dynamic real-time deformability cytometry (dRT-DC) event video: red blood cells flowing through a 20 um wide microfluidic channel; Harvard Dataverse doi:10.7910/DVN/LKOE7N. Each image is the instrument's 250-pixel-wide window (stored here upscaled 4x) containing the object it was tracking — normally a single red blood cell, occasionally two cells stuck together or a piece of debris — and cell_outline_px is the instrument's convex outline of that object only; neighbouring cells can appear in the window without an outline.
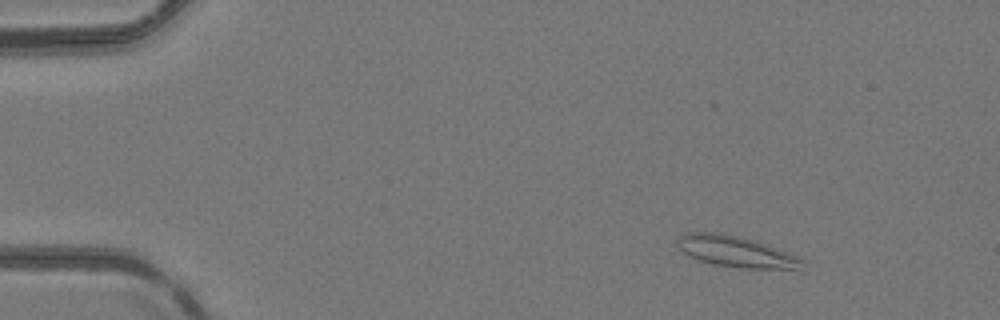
{"species": "common noctule bat (a hibernating species)", "species_latin": "Nyctalus noctula", "temperature_condition": "room temperature", "stored_images_in_passage": 50, "camera_frame_rate_fps": 3000, "um_per_image_px": 0.085, "animal": {"sex": "female", "body_mass_g": 24.6, "forearm_length_mm": 56.2}, "frame": {"image": 1, "passage_image": 6, "time_ms": 1.667, "image_size_px": [1000, 320], "cell_outline_px": [[804, 272], [800, 272], [740, 268], [712, 264], [688, 256], [680, 248], [676, 240], [680, 236], [692, 232], [712, 232], [752, 240], [796, 256], [804, 260]], "centroid_in_image_um": [62.69, 21.47], "position_along_channel_um": 22.3, "area_um2": 22.77}}
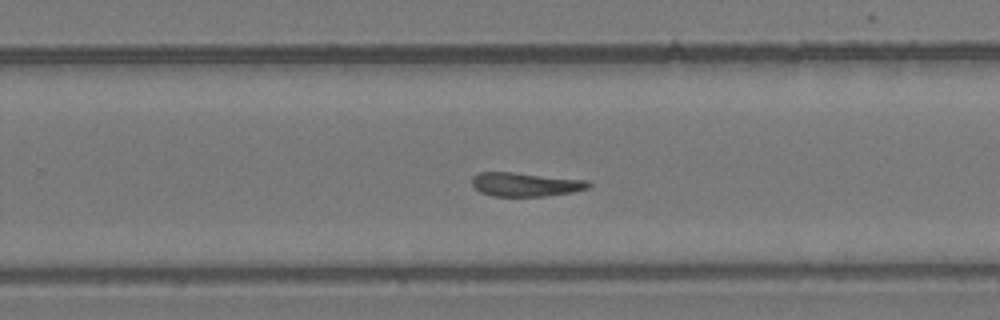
{"frame": {"image": 2, "passage_image": 32, "time_ms": 10.333, "image_size_px": [1000, 320], "cell_outline_px": [[592, 184], [588, 188], [572, 192], [544, 196], [492, 196], [480, 192], [472, 184], [472, 176], [480, 172], [512, 172], [588, 180]], "centroid_in_image_um": [44.66, 15.67], "position_along_channel_um": 285.1, "area_um2": 16.18}}
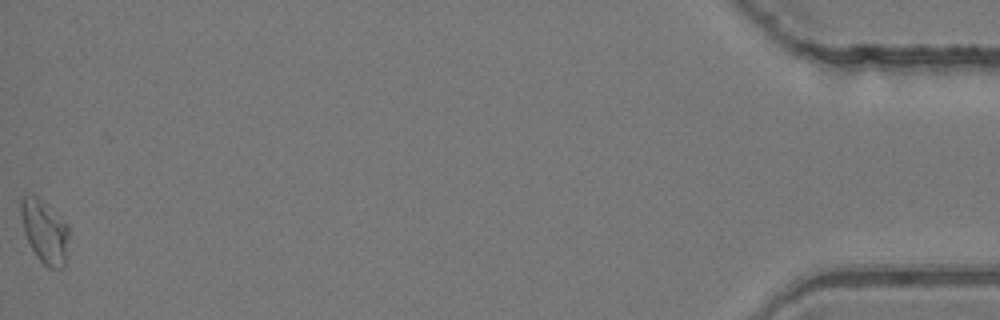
{"frame": {"image": 3, "passage_image": 50, "time_ms": 16.333, "image_size_px": [1000, 320], "cell_outline_px": [[68, 236], [64, 264], [60, 268], [48, 268], [36, 256], [24, 232], [20, 212], [20, 200], [24, 196], [36, 196], [68, 224]], "centroid_in_image_um": [3.78, 19.68], "position_along_channel_um": 431.4, "area_um2": 17.17}}